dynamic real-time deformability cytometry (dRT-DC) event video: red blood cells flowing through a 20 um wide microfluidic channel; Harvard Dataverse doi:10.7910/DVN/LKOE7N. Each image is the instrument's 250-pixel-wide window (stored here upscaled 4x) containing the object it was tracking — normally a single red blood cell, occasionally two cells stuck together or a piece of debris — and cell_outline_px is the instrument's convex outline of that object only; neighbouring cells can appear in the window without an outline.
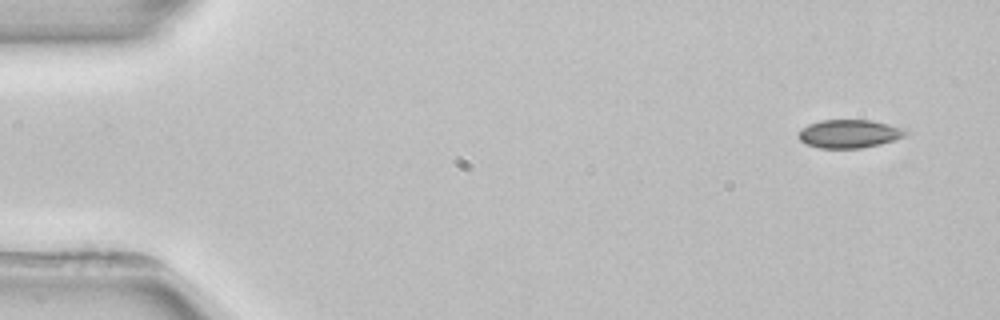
{"species": "common noctule bat (a hibernating species)", "species_latin": "Nyctalus noctula", "temperature_condition": "room temperature", "stored_images_in_passage": 5, "camera_frame_rate_fps": 3000, "um_per_image_px": 0.085, "animal": {"sex": "female", "body_mass_g": 22.7, "forearm_length_mm": 54.2}, "frame": {"image": 1, "passage_image": 1, "time_ms": 0.0, "image_size_px": [1000, 320], "cell_outline_px": [[908, 132], [904, 136], [880, 144], [860, 148], [820, 148], [804, 144], [796, 136], [796, 132], [800, 128], [808, 124], [820, 120], [872, 120], [904, 128]], "centroid_in_image_um": [72.1, 11.36], "position_along_channel_um": 12.9, "area_um2": 17.86}}
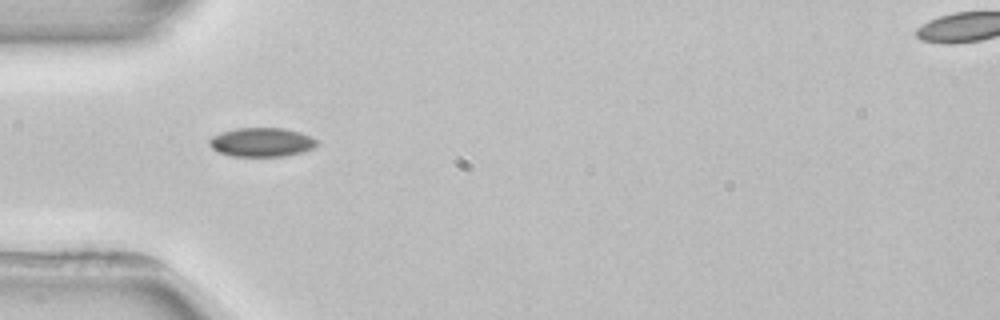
{"frame": {"image": 2, "passage_image": 4, "time_ms": 4.333, "image_size_px": [1000, 320], "cell_outline_px": [[320, 144], [312, 148], [300, 152], [284, 156], [232, 156], [216, 152], [208, 144], [208, 140], [212, 136], [236, 128], [284, 128], [300, 132], [312, 136], [320, 140]], "centroid_in_image_um": [22.26, 12.08], "position_along_channel_um": 62.7, "area_um2": 18.32}}